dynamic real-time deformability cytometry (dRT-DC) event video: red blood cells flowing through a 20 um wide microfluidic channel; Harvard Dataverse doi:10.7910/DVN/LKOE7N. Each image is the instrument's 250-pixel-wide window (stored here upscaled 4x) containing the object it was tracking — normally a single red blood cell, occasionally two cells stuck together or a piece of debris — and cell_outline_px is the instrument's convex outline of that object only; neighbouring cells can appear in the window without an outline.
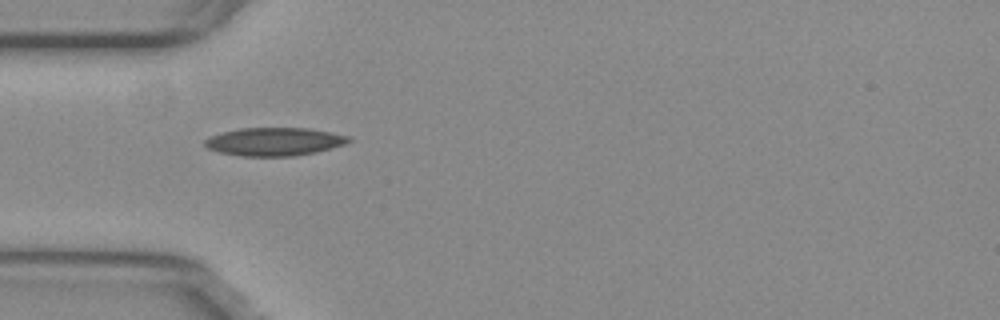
{"species": "common noctule bat (a hibernating species)", "species_latin": "Nyctalus noctula", "temperature_condition": "warm", "stored_images_in_passage": 36, "camera_frame_rate_fps": 3000, "um_per_image_px": 0.085, "animal": {"sex": "female", "body_mass_g": 29.2, "forearm_length_mm": 56.3}, "frame": {"image": 1, "passage_image": 1, "time_ms": 0.0, "image_size_px": [1000, 320], "cell_outline_px": [[352, 140], [344, 144], [332, 148], [316, 152], [292, 156], [240, 156], [220, 152], [208, 148], [204, 144], [204, 140], [208, 136], [240, 128], [308, 128], [348, 136]], "centroid_in_image_um": [23.29, 12.04], "position_along_channel_um": 61.7, "area_um2": 23.47}}
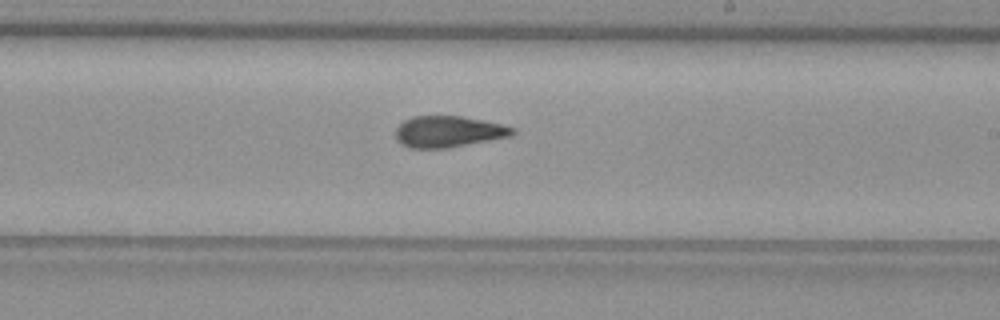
{"frame": {"image": 2, "passage_image": 16, "time_ms": 5.0, "image_size_px": [1000, 320], "cell_outline_px": [[516, 132], [512, 136], [448, 148], [412, 148], [400, 144], [396, 140], [396, 128], [404, 120], [412, 116], [464, 116], [504, 124], [516, 128]], "centroid_in_image_um": [38.15, 11.18], "position_along_channel_um": 250.9, "area_um2": 21.62}}
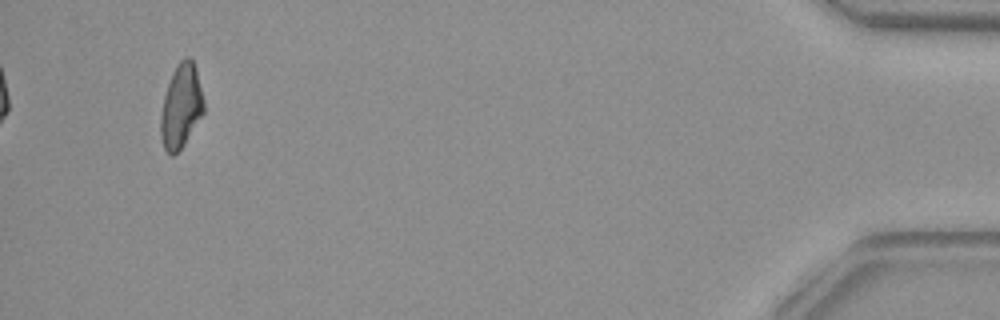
{"frame": {"image": 3, "passage_image": 36, "time_ms": 11.667, "image_size_px": [1000, 320], "cell_outline_px": [[204, 112], [184, 144], [172, 156], [164, 148], [160, 136], [160, 116], [164, 96], [172, 72], [176, 64], [184, 56], [188, 56], [192, 60], [196, 68], [204, 100]], "centroid_in_image_um": [15.39, 8.99], "position_along_channel_um": 419.8, "area_um2": 21.04}, "authors_computed_cell_mechanics": {"area_um2": 21.6172, "velocity_mm_per_s": 3.8023, "shape_relaxation_time_tau1_ms": null, "shape_relaxation_time_tau2_ms": 2.7986, "deformation_change_tau1": null, "deformation_change_tau2": 0.1045}}